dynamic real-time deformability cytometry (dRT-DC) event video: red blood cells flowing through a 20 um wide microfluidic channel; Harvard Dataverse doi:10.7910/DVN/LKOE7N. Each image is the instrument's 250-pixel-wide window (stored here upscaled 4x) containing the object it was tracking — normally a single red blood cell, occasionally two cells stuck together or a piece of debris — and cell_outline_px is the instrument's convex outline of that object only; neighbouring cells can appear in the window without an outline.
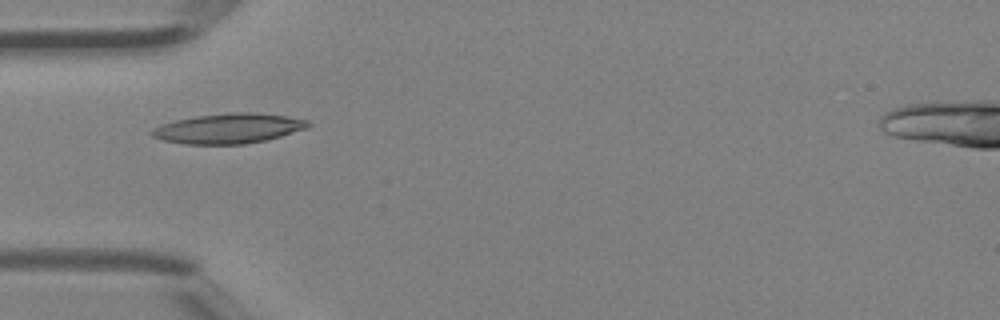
{"species": "Egyptian fruit bat (a non-hibernating species)", "species_latin": "Rousettus aegyptiacus", "temperature_condition": "room temperature", "stored_images_in_passage": 4, "camera_frame_rate_fps": 3000, "um_per_image_px": 0.085, "animal": {"sex": "female"}, "frame": {"image": 1, "passage_image": 4, "time_ms": 1.0, "image_size_px": [1000, 320], "cell_outline_px": [[312, 124], [308, 128], [280, 136], [264, 140], [244, 144], [184, 144], [164, 140], [152, 136], [148, 132], [152, 128], [160, 124], [176, 120], [196, 116], [232, 112], [252, 112], [284, 116], [308, 120]], "centroid_in_image_um": [19.4, 10.91], "position_along_channel_um": 65.6, "area_um2": 27.22}}